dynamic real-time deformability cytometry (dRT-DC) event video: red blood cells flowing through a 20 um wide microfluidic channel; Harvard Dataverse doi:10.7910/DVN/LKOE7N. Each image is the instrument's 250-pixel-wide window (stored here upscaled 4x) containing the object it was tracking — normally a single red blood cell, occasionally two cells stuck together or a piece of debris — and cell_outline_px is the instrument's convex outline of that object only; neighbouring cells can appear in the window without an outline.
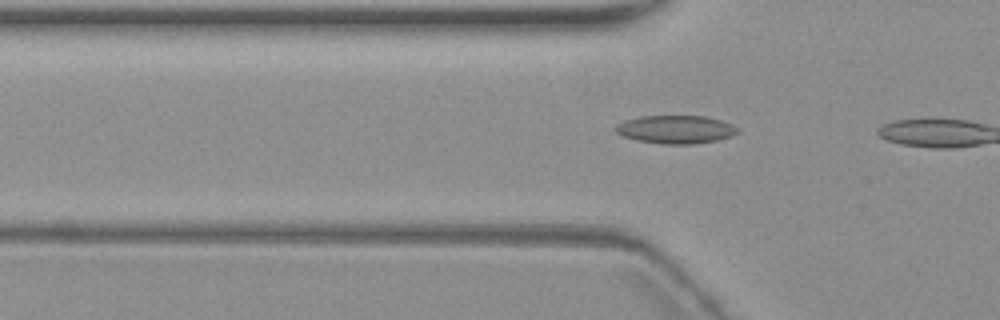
{"species": "common noctule bat (a hibernating species)", "species_latin": "Nyctalus noctula", "temperature_condition": "warm", "stored_images_in_passage": 4, "camera_frame_rate_fps": 3000, "um_per_image_px": 0.085, "animal": {"sex": "female", "body_mass_g": 19.3, "forearm_length_mm": 54.1}, "frame": {"image": 1, "passage_image": 4, "time_ms": 3.333, "image_size_px": [1000, 320], "cell_outline_px": [[740, 132], [732, 136], [716, 140], [692, 144], [664, 144], [636, 140], [624, 136], [616, 132], [616, 128], [620, 124], [628, 120], [640, 116], [704, 116], [720, 120], [732, 124]], "centroid_in_image_um": [57.48, 11.0], "position_along_channel_um": 68.3, "area_um2": 19.71}}